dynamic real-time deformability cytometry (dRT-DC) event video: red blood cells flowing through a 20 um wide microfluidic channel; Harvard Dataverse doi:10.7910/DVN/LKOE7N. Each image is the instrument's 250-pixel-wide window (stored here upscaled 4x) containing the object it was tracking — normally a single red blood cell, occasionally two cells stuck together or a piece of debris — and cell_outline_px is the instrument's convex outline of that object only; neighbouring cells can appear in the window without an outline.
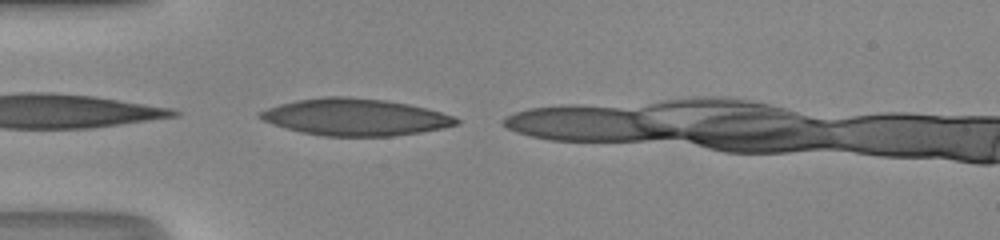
{"species": "human", "species_latin": "Homo sapiens", "temperature_condition": "room temperature", "stored_images_in_passage": 5, "camera_frame_rate_fps": 3000, "um_per_image_px": 0.085, "donor": {"sex": "male"}, "frame": {"image": 1, "passage_image": 1, "time_ms": 0.0, "image_size_px": [1000, 240], "cell_outline_px": [[460, 124], [444, 128], [420, 132], [392, 136], [324, 136], [304, 132], [272, 124], [256, 116], [260, 112], [268, 108], [280, 104], [296, 100], [324, 96], [348, 96], [384, 100], [408, 104], [440, 112], [452, 116], [460, 120]], "centroid_in_image_um": [30.2, 9.95], "position_along_channel_um": 54.8, "area_um2": 41.91}}